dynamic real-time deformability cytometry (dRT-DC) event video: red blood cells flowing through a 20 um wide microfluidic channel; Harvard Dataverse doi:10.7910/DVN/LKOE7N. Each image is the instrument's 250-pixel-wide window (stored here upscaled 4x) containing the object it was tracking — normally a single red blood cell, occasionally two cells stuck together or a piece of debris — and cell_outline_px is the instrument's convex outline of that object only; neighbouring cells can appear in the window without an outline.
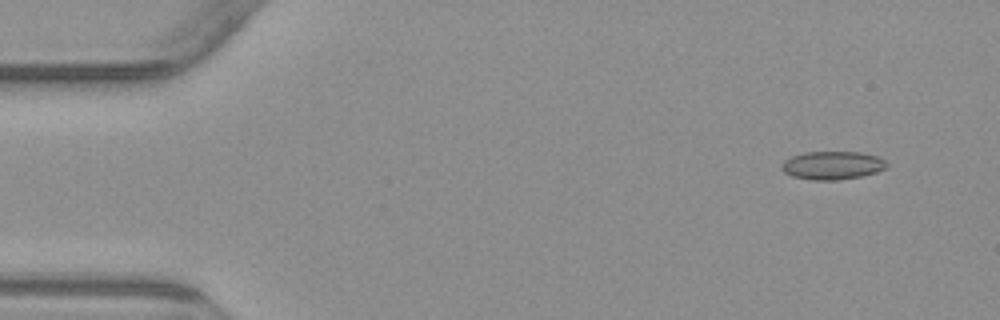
{"species": "common noctule bat (a hibernating species)", "species_latin": "Nyctalus noctula", "temperature_condition": "warm", "stored_images_in_passage": 4, "camera_frame_rate_fps": 3000, "um_per_image_px": 0.085, "animal": {"sex": "male", "body_mass_g": 23.1, "forearm_length_mm": 52.7}, "frame": {"image": 1, "passage_image": 1, "time_ms": 0.0, "image_size_px": [1000, 320], "cell_outline_px": [[888, 168], [876, 172], [860, 176], [836, 180], [812, 180], [792, 176], [784, 172], [780, 168], [784, 160], [792, 156], [804, 152], [860, 152], [876, 156], [884, 160], [888, 164]], "centroid_in_image_um": [70.74, 14.05], "position_along_channel_um": 14.3, "area_um2": 17.28}}
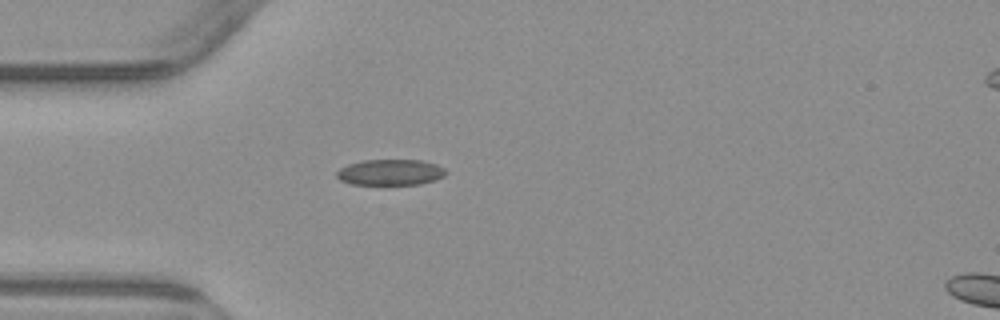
{"frame": {"image": 2, "passage_image": 4, "time_ms": 3.667, "image_size_px": [1000, 320], "cell_outline_px": [[448, 172], [444, 176], [436, 180], [420, 184], [352, 184], [340, 180], [336, 176], [336, 172], [340, 168], [348, 164], [364, 160], [420, 160], [436, 164], [444, 168]], "centroid_in_image_um": [33.2, 14.64], "position_along_channel_um": 51.8, "area_um2": 16.47}}